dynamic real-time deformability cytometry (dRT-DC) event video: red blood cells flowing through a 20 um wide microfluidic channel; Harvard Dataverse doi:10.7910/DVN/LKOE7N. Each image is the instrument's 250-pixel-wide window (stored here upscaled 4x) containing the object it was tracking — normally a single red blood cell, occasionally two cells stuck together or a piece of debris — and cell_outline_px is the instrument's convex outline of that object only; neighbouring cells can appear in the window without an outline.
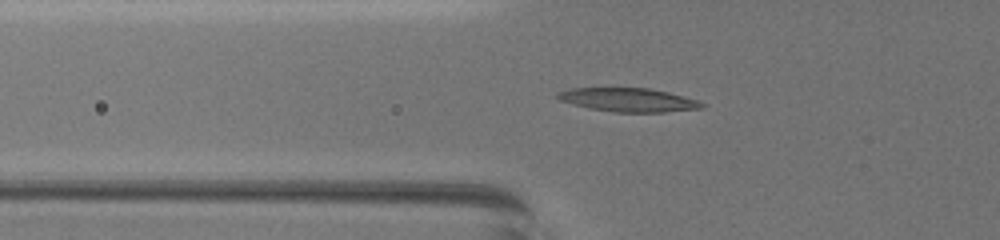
{"species": "common noctule bat (a hibernating species)", "species_latin": "Nyctalus noctula", "temperature_condition": "warm", "stored_images_in_passage": 24, "camera_frame_rate_fps": 3000, "um_per_image_px": 0.085, "animal": {"sex": "female", "body_mass_g": 19.5, "forearm_length_mm": 54.1}, "frame": {"image": 1, "passage_image": 24, "time_ms": 7.667, "image_size_px": [1000, 240], "cell_outline_px": [[704, 108], [664, 112], [612, 112], [588, 108], [572, 104], [560, 100], [556, 96], [556, 92], [572, 88], [648, 88], [668, 92], [684, 96], [696, 100], [704, 104]], "centroid_in_image_um": [53.39, 8.49], "position_along_channel_um": 72.4, "area_um2": 19.88}}